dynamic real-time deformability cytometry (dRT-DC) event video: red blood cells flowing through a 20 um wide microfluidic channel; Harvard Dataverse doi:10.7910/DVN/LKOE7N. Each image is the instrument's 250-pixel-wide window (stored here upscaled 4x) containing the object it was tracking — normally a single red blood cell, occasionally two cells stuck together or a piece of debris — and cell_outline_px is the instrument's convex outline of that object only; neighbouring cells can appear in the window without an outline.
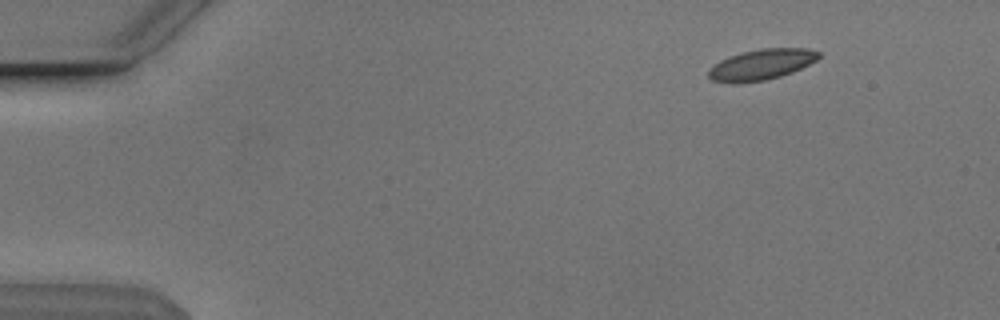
{"species": "Egyptian fruit bat (a non-hibernating species)", "species_latin": "Rousettus aegyptiacus", "temperature_condition": "cold", "stored_images_in_passage": 50, "camera_frame_rate_fps": 3000, "um_per_image_px": 0.085, "animal": {"sex": "male"}, "frame": {"image": 1, "passage_image": 2, "time_ms": 0.333, "image_size_px": [1000, 320], "cell_outline_px": [[820, 56], [816, 60], [792, 72], [780, 76], [764, 80], [736, 84], [732, 84], [712, 80], [708, 76], [708, 68], [712, 64], [728, 56], [740, 52], [760, 48], [808, 48], [820, 52]], "centroid_in_image_um": [64.66, 5.48], "position_along_channel_um": 20.3, "area_um2": 19.94}}
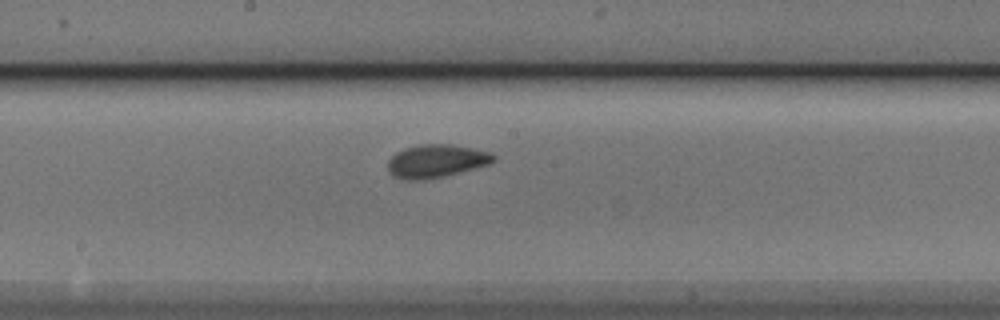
{"frame": {"image": 2, "passage_image": 25, "time_ms": 8.0, "image_size_px": [1000, 320], "cell_outline_px": [[496, 160], [488, 164], [460, 172], [444, 176], [424, 180], [404, 180], [392, 176], [388, 172], [388, 160], [396, 152], [404, 148], [420, 144], [452, 144], [492, 152], [496, 156]], "centroid_in_image_um": [37.06, 13.69], "position_along_channel_um": 211.1, "area_um2": 20.58}}
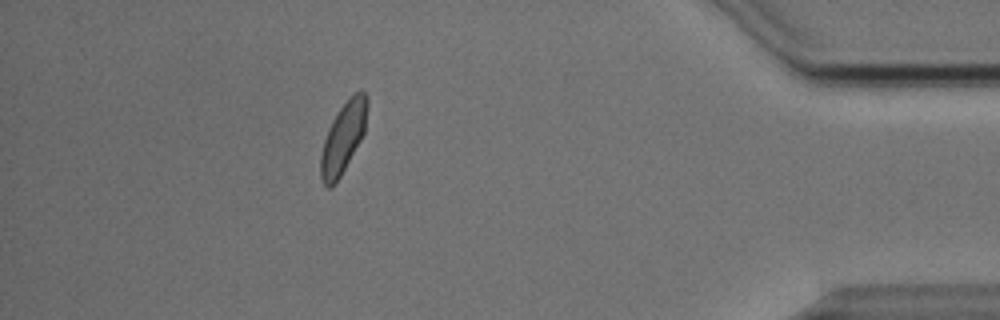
{"frame": {"image": 3, "passage_image": 44, "time_ms": 14.333, "image_size_px": [1000, 320], "cell_outline_px": [[368, 104], [364, 132], [360, 140], [340, 176], [328, 188], [324, 184], [320, 176], [320, 156], [324, 140], [328, 128], [332, 120], [348, 96], [360, 88], [368, 96]], "centroid_in_image_um": [29.18, 11.61], "position_along_channel_um": 406.0, "area_um2": 19.02}, "authors_computed_cell_mechanics": {"area_um2": 19.2763, "velocity_mm_per_s": 3.811, "shape_relaxation_time_tau1_ms": 3.6568, "shape_relaxation_time_tau2_ms": 1.6536, "deformation_change_tau1": 0.0898, "deformation_change_tau2": 0.0476}}